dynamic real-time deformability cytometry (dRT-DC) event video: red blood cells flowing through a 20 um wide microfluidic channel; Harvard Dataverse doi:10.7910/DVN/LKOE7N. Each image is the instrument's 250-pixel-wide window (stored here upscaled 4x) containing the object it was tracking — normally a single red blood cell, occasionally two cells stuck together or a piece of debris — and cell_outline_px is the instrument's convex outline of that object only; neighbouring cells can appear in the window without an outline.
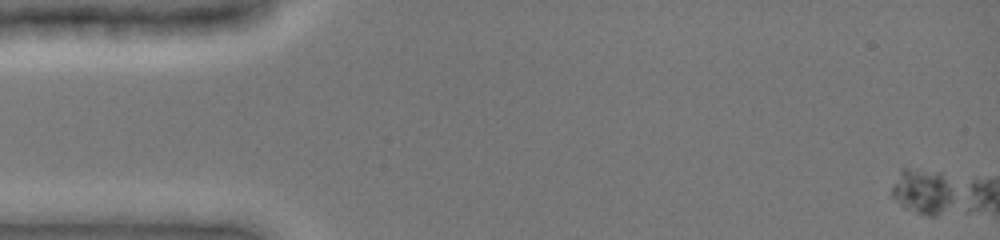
{"species": "common noctule bat (a hibernating species)", "species_latin": "Nyctalus noctula", "temperature_condition": "cold", "stored_images_in_passage": 4, "camera_frame_rate_fps": 3000, "um_per_image_px": 0.085, "animal": {"sex": "female", "body_mass_g": 19.0, "forearm_length_mm": 51.5}, "frame": {"image": 1, "passage_image": 1, "time_ms": 0.0, "image_size_px": [1000, 240], "cell_outline_px": [[956, 192], [952, 200], [936, 216], [928, 216], [904, 208], [892, 196], [892, 188], [900, 168], [904, 168], [940, 172]], "centroid_in_image_um": [78.41, 16.25], "position_along_channel_um": 6.6, "area_um2": 16.07}}